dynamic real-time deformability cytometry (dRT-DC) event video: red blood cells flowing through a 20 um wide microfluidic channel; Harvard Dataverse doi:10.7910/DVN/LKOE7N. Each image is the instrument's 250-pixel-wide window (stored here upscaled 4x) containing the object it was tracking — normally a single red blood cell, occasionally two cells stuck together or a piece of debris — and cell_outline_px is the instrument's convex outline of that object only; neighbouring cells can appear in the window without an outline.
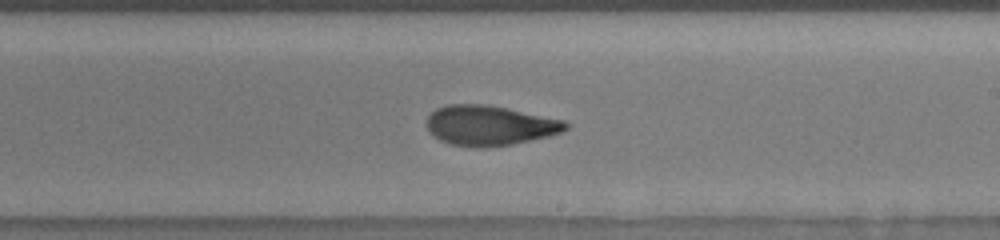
{"species": "human", "species_latin": "Homo sapiens", "temperature_condition": "room temperature", "stored_images_in_passage": 56, "camera_frame_rate_fps": 3000, "um_per_image_px": 0.085, "donor": {"sex": "male"}, "frame": {"image": 1, "passage_image": 47, "time_ms": 12.333, "image_size_px": [1000, 240], "cell_outline_px": [[568, 128], [560, 132], [548, 136], [512, 144], [484, 148], [476, 148], [448, 144], [432, 136], [428, 132], [428, 116], [436, 108], [448, 104], [488, 104], [564, 120], [568, 124]], "centroid_in_image_um": [41.58, 10.67], "position_along_channel_um": 247.4, "area_um2": 32.48}}